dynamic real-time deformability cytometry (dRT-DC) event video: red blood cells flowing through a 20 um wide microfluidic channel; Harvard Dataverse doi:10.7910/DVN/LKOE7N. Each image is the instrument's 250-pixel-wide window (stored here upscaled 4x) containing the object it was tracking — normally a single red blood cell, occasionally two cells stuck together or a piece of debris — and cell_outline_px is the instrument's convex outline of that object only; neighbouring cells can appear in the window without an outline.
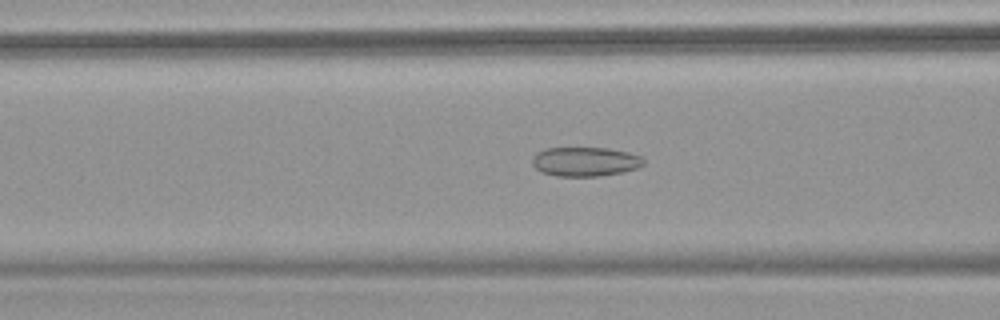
{"species": "common noctule bat (a hibernating species)", "species_latin": "Nyctalus noctula", "temperature_condition": "warm", "stored_images_in_passage": 53, "camera_frame_rate_fps": 3000, "um_per_image_px": 0.085, "animal": {"sex": "female", "body_mass_g": 18.4}, "frame": {"image": 1, "passage_image": 22, "time_ms": 7.0, "image_size_px": [1000, 320], "cell_outline_px": [[644, 164], [636, 168], [624, 172], [600, 176], [556, 176], [540, 172], [532, 164], [532, 156], [536, 152], [544, 148], [608, 148], [628, 152], [640, 156], [644, 160]], "centroid_in_image_um": [49.7, 13.74], "position_along_channel_um": 116.9, "area_um2": 19.13}}
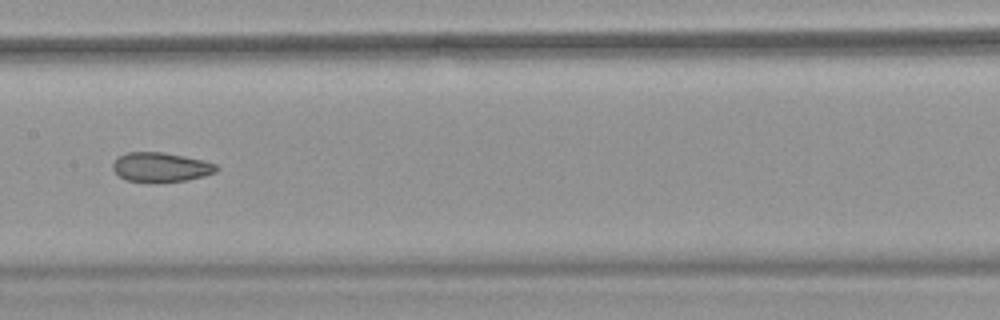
{"frame": {"image": 2, "passage_image": 28, "time_ms": 9.0, "image_size_px": [1000, 320], "cell_outline_px": [[220, 168], [216, 172], [204, 176], [188, 180], [124, 180], [112, 168], [112, 164], [120, 156], [128, 152], [164, 152], [184, 156], [216, 164]], "centroid_in_image_um": [13.7, 14.18], "position_along_channel_um": 193.7, "area_um2": 17.17}}
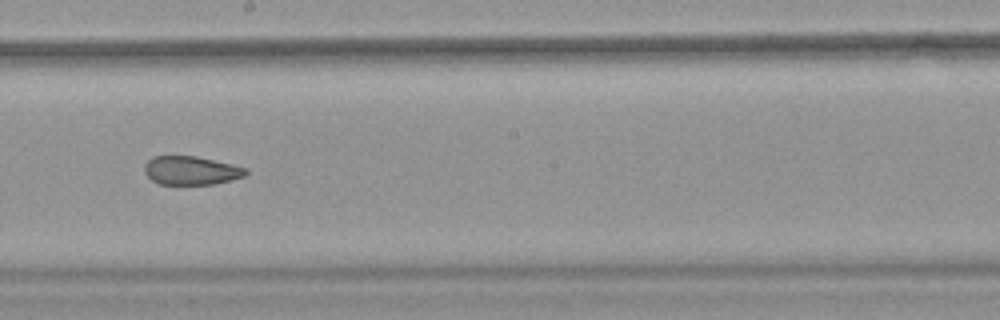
{"frame": {"image": 3, "passage_image": 31, "time_ms": 10.0, "image_size_px": [1000, 320], "cell_outline_px": [[248, 172], [244, 176], [216, 184], [160, 184], [152, 180], [144, 172], [144, 164], [148, 160], [156, 156], [196, 156], [232, 164], [248, 168]], "centroid_in_image_um": [16.25, 14.49], "position_along_channel_um": 231.9, "area_um2": 16.88}, "authors_computed_cell_mechanics": {"area_um2": 20.6346, "velocity_mm_per_s": 3.8483, "shape_relaxation_time_tau1_ms": null, "shape_relaxation_time_tau2_ms": 2.0156, "deformation_change_tau1": null, "deformation_change_tau2": 0.0813}}